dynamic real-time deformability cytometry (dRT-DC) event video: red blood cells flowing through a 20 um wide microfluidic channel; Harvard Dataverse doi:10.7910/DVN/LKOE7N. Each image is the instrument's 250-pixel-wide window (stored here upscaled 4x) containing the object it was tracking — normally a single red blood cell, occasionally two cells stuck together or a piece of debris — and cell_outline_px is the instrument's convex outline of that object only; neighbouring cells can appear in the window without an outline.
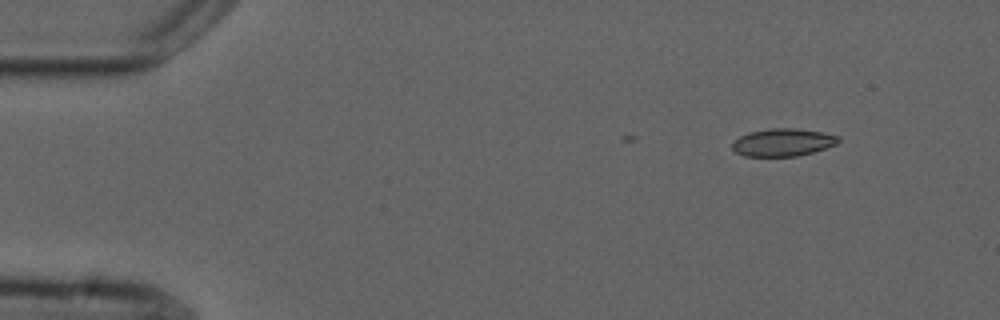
{"species": "common noctule bat (a hibernating species)", "species_latin": "Nyctalus noctula", "temperature_condition": "cold", "stored_images_in_passage": 4, "camera_frame_rate_fps": 3000, "um_per_image_px": 0.085, "animal": {"sex": "male", "forearm_length_mm": 52.5}, "frame": {"image": 1, "passage_image": 1, "time_ms": 0.0, "image_size_px": [1000, 320], "cell_outline_px": [[840, 140], [836, 144], [812, 152], [796, 156], [744, 156], [736, 152], [732, 148], [732, 144], [740, 136], [748, 132], [772, 128], [796, 128], [820, 132], [840, 136]], "centroid_in_image_um": [66.53, 12.09], "position_along_channel_um": 18.5, "area_um2": 16.94}}
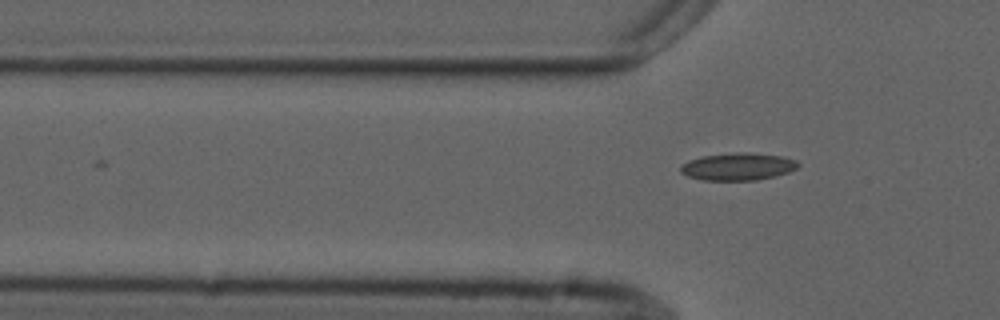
{"frame": {"image": 2, "passage_image": 4, "time_ms": 3.667, "image_size_px": [1000, 320], "cell_outline_px": [[800, 164], [796, 168], [788, 172], [776, 176], [756, 180], [700, 180], [688, 176], [680, 172], [680, 164], [688, 160], [700, 156], [744, 152], [780, 156], [796, 160]], "centroid_in_image_um": [62.68, 14.17], "position_along_channel_um": 63.1, "area_um2": 18.73}}